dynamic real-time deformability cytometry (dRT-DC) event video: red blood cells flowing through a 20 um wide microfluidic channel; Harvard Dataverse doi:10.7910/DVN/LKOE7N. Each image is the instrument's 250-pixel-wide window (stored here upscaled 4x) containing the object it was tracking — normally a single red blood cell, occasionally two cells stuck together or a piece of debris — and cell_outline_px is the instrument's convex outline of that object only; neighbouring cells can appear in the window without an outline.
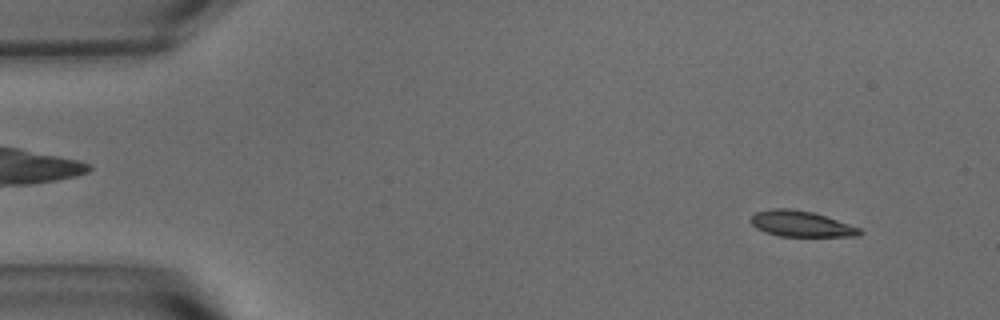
{"species": "common noctule bat (a hibernating species)", "species_latin": "Nyctalus noctula", "temperature_condition": "warm", "stored_images_in_passage": 55, "camera_frame_rate_fps": 3000, "um_per_image_px": 0.085, "animal": {"sex": "male", "body_mass_g": 15.6}, "frame": {"image": 1, "passage_image": 5, "time_ms": 1.333, "image_size_px": [1000, 320], "cell_outline_px": [[864, 232], [860, 236], [780, 236], [764, 232], [756, 228], [748, 220], [756, 212], [772, 208], [792, 208], [812, 212], [860, 228]], "centroid_in_image_um": [68.05, 19.02], "position_along_channel_um": 16.9, "area_um2": 16.36}}
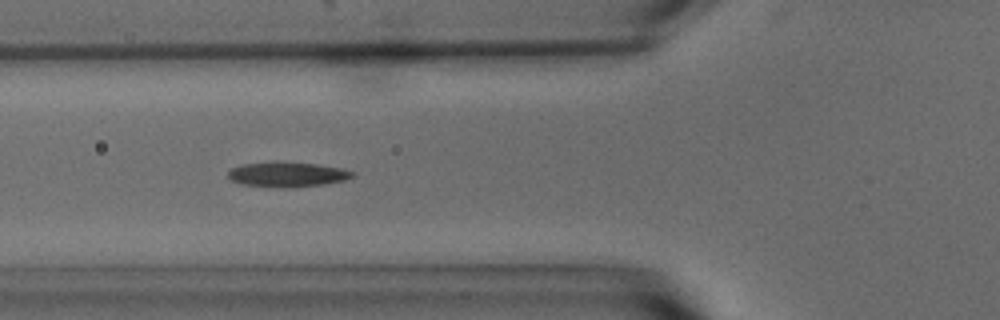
{"frame": {"image": 2, "passage_image": 20, "time_ms": 6.333, "image_size_px": [1000, 320], "cell_outline_px": [[356, 176], [344, 180], [324, 184], [292, 188], [240, 184], [232, 180], [228, 176], [228, 172], [232, 168], [240, 164], [276, 160], [316, 164], [340, 168], [356, 172]], "centroid_in_image_um": [24.42, 14.8], "position_along_channel_um": 101.4, "area_um2": 18.38}}
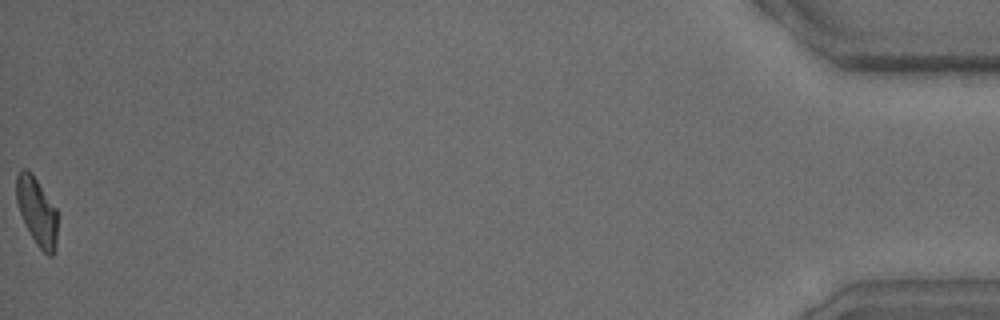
{"frame": {"image": 3, "passage_image": 55, "time_ms": 18.0, "image_size_px": [1000, 320], "cell_outline_px": [[56, 248], [52, 256], [48, 256], [36, 244], [24, 224], [16, 200], [16, 176], [20, 168], [28, 168], [32, 172], [56, 208]], "centroid_in_image_um": [3.11, 17.93], "position_along_channel_um": 432.1, "area_um2": 16.36}, "authors_computed_cell_mechanics": {"area_um2": 17.1088, "velocity_mm_per_s": 3.6819, "shape_relaxation_time_tau1_ms": 5.4396, "shape_relaxation_time_tau2_ms": 3.5338, "deformation_change_tau1": 0.1812, "deformation_change_tau2": 0.0955}}